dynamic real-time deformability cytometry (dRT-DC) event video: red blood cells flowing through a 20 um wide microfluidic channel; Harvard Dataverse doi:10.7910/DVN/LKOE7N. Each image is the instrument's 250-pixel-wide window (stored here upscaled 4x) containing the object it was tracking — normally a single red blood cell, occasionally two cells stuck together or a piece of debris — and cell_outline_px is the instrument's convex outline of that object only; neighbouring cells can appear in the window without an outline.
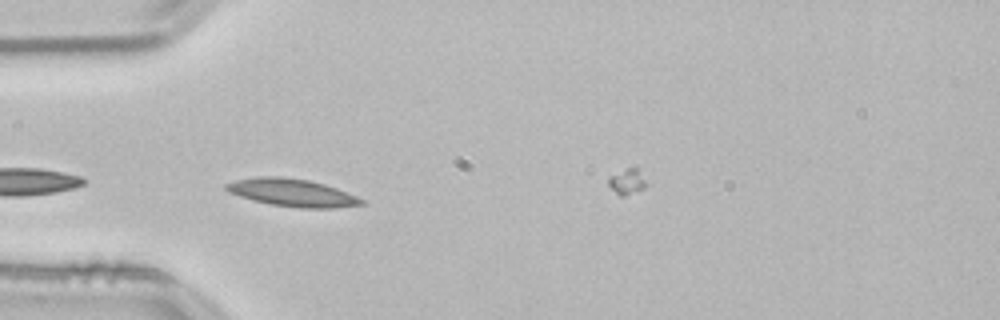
{"species": "common noctule bat (a hibernating species)", "species_latin": "Nyctalus noctula", "temperature_condition": "room temperature", "stored_images_in_passage": 11, "camera_frame_rate_fps": 3000, "um_per_image_px": 0.085, "animal": {"sex": "male", "body_mass_g": 21.5, "forearm_length_mm": 52.0}, "frame": {"image": 1, "passage_image": 2, "time_ms": 0.333, "image_size_px": [1000, 320], "cell_outline_px": [[368, 204], [336, 208], [296, 208], [272, 204], [252, 200], [228, 192], [224, 188], [224, 184], [236, 180], [256, 176], [280, 176], [308, 180], [324, 184], [336, 188], [356, 196], [364, 200]], "centroid_in_image_um": [24.84, 16.38], "position_along_channel_um": 60.2, "area_um2": 21.91}}